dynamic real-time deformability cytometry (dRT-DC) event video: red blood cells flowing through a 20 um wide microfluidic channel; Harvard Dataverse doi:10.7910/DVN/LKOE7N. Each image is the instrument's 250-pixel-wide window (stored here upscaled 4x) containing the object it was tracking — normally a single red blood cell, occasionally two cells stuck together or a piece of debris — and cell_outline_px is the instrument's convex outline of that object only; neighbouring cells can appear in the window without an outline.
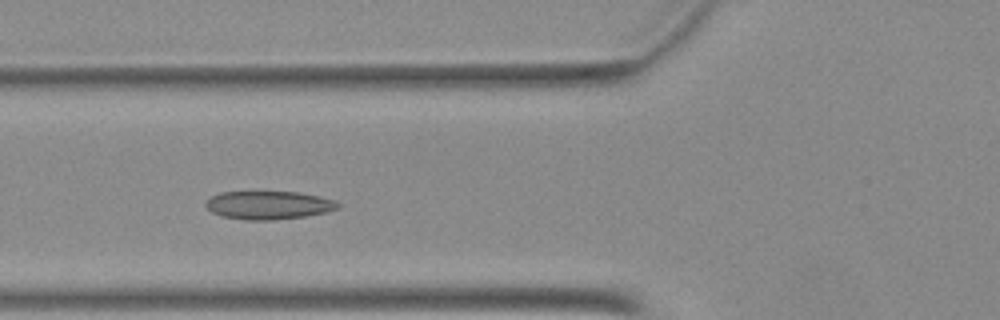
{"species": "Egyptian fruit bat (a non-hibernating species)", "species_latin": "Rousettus aegyptiacus", "temperature_condition": "warm", "stored_images_in_passage": 46, "camera_frame_rate_fps": 3000, "um_per_image_px": 0.085, "animal": {"sex": "female"}, "frame": {"image": 1, "passage_image": 14, "time_ms": 4.333, "image_size_px": [1000, 320], "cell_outline_px": [[340, 208], [324, 212], [304, 216], [276, 220], [248, 220], [224, 216], [212, 212], [204, 204], [212, 196], [220, 192], [296, 192], [320, 196], [336, 200], [340, 204]], "centroid_in_image_um": [22.86, 17.43], "position_along_channel_um": 102.9, "area_um2": 21.62}}
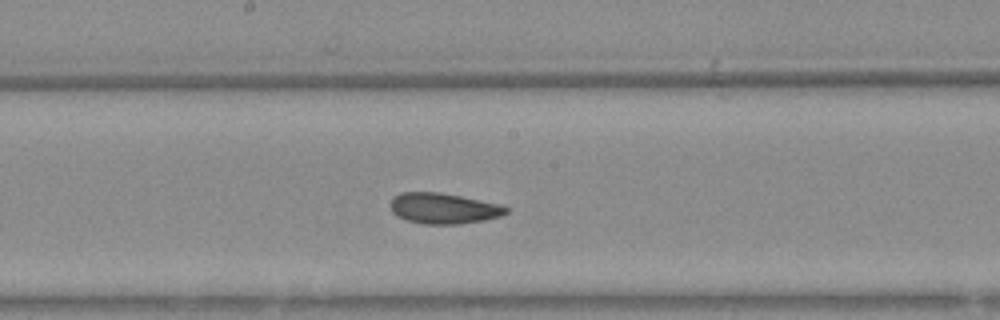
{"frame": {"image": 2, "passage_image": 22, "time_ms": 7.0, "image_size_px": [1000, 320], "cell_outline_px": [[508, 212], [500, 216], [484, 220], [460, 224], [424, 224], [404, 220], [396, 216], [392, 212], [392, 200], [400, 192], [440, 192], [460, 196], [496, 204], [508, 208]], "centroid_in_image_um": [37.66, 17.72], "position_along_channel_um": 210.5, "area_um2": 20.46}}
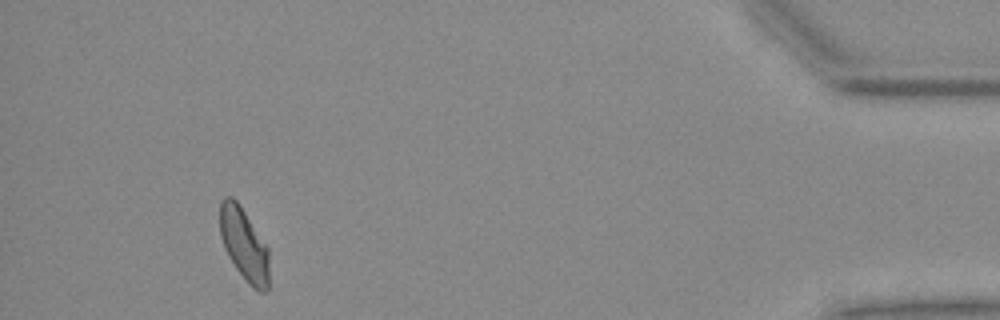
{"frame": {"image": 3, "passage_image": 42, "time_ms": 13.667, "image_size_px": [1000, 320], "cell_outline_px": [[268, 288], [264, 292], [260, 292], [252, 288], [248, 284], [236, 268], [228, 256], [224, 248], [220, 236], [220, 200], [224, 196], [232, 196], [236, 200], [268, 248]], "centroid_in_image_um": [20.72, 20.78], "position_along_channel_um": 414.5, "area_um2": 20.63}}